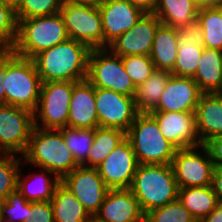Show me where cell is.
I'll list each match as a JSON object with an SVG mask.
<instances>
[{
  "instance_id": "cell-1",
  "label": "cell",
  "mask_w": 222,
  "mask_h": 222,
  "mask_svg": "<svg viewBox=\"0 0 222 222\" xmlns=\"http://www.w3.org/2000/svg\"><path fill=\"white\" fill-rule=\"evenodd\" d=\"M91 48L68 39L37 54L33 61L44 82H79L87 78Z\"/></svg>"
},
{
  "instance_id": "cell-2",
  "label": "cell",
  "mask_w": 222,
  "mask_h": 222,
  "mask_svg": "<svg viewBox=\"0 0 222 222\" xmlns=\"http://www.w3.org/2000/svg\"><path fill=\"white\" fill-rule=\"evenodd\" d=\"M22 160L34 167L51 171L60 180L79 166L59 129L35 126Z\"/></svg>"
},
{
  "instance_id": "cell-3",
  "label": "cell",
  "mask_w": 222,
  "mask_h": 222,
  "mask_svg": "<svg viewBox=\"0 0 222 222\" xmlns=\"http://www.w3.org/2000/svg\"><path fill=\"white\" fill-rule=\"evenodd\" d=\"M129 190L144 214L174 202L178 186L171 164H139Z\"/></svg>"
},
{
  "instance_id": "cell-4",
  "label": "cell",
  "mask_w": 222,
  "mask_h": 222,
  "mask_svg": "<svg viewBox=\"0 0 222 222\" xmlns=\"http://www.w3.org/2000/svg\"><path fill=\"white\" fill-rule=\"evenodd\" d=\"M69 39L60 13L21 19L11 51L24 58L33 59L40 52Z\"/></svg>"
},
{
  "instance_id": "cell-5",
  "label": "cell",
  "mask_w": 222,
  "mask_h": 222,
  "mask_svg": "<svg viewBox=\"0 0 222 222\" xmlns=\"http://www.w3.org/2000/svg\"><path fill=\"white\" fill-rule=\"evenodd\" d=\"M5 87L6 105L35 111L42 81L33 59L20 57L10 51L6 55Z\"/></svg>"
},
{
  "instance_id": "cell-6",
  "label": "cell",
  "mask_w": 222,
  "mask_h": 222,
  "mask_svg": "<svg viewBox=\"0 0 222 222\" xmlns=\"http://www.w3.org/2000/svg\"><path fill=\"white\" fill-rule=\"evenodd\" d=\"M139 164H171L177 148L149 113H139L126 132Z\"/></svg>"
},
{
  "instance_id": "cell-7",
  "label": "cell",
  "mask_w": 222,
  "mask_h": 222,
  "mask_svg": "<svg viewBox=\"0 0 222 222\" xmlns=\"http://www.w3.org/2000/svg\"><path fill=\"white\" fill-rule=\"evenodd\" d=\"M59 13L69 39L82 42L91 49L104 48L102 17L98 5L64 0Z\"/></svg>"
},
{
  "instance_id": "cell-8",
  "label": "cell",
  "mask_w": 222,
  "mask_h": 222,
  "mask_svg": "<svg viewBox=\"0 0 222 222\" xmlns=\"http://www.w3.org/2000/svg\"><path fill=\"white\" fill-rule=\"evenodd\" d=\"M95 88L113 90L134 97L136 87L125 72L121 56L108 48L91 49L86 78Z\"/></svg>"
},
{
  "instance_id": "cell-9",
  "label": "cell",
  "mask_w": 222,
  "mask_h": 222,
  "mask_svg": "<svg viewBox=\"0 0 222 222\" xmlns=\"http://www.w3.org/2000/svg\"><path fill=\"white\" fill-rule=\"evenodd\" d=\"M76 83L66 81L42 83L40 98L33 112L35 127L44 129L67 127L72 89Z\"/></svg>"
},
{
  "instance_id": "cell-10",
  "label": "cell",
  "mask_w": 222,
  "mask_h": 222,
  "mask_svg": "<svg viewBox=\"0 0 222 222\" xmlns=\"http://www.w3.org/2000/svg\"><path fill=\"white\" fill-rule=\"evenodd\" d=\"M171 165L178 188L212 185L215 166L204 144L177 149Z\"/></svg>"
},
{
  "instance_id": "cell-11",
  "label": "cell",
  "mask_w": 222,
  "mask_h": 222,
  "mask_svg": "<svg viewBox=\"0 0 222 222\" xmlns=\"http://www.w3.org/2000/svg\"><path fill=\"white\" fill-rule=\"evenodd\" d=\"M33 128L32 111L13 105L0 106V151L22 156Z\"/></svg>"
},
{
  "instance_id": "cell-12",
  "label": "cell",
  "mask_w": 222,
  "mask_h": 222,
  "mask_svg": "<svg viewBox=\"0 0 222 222\" xmlns=\"http://www.w3.org/2000/svg\"><path fill=\"white\" fill-rule=\"evenodd\" d=\"M99 127L116 128L125 133L139 114L134 97L109 89L95 88Z\"/></svg>"
},
{
  "instance_id": "cell-13",
  "label": "cell",
  "mask_w": 222,
  "mask_h": 222,
  "mask_svg": "<svg viewBox=\"0 0 222 222\" xmlns=\"http://www.w3.org/2000/svg\"><path fill=\"white\" fill-rule=\"evenodd\" d=\"M61 183L74 194L92 218L99 211L109 190L97 168L92 167L78 166Z\"/></svg>"
},
{
  "instance_id": "cell-14",
  "label": "cell",
  "mask_w": 222,
  "mask_h": 222,
  "mask_svg": "<svg viewBox=\"0 0 222 222\" xmlns=\"http://www.w3.org/2000/svg\"><path fill=\"white\" fill-rule=\"evenodd\" d=\"M139 166L130 141H121L97 167L109 189H129Z\"/></svg>"
},
{
  "instance_id": "cell-15",
  "label": "cell",
  "mask_w": 222,
  "mask_h": 222,
  "mask_svg": "<svg viewBox=\"0 0 222 222\" xmlns=\"http://www.w3.org/2000/svg\"><path fill=\"white\" fill-rule=\"evenodd\" d=\"M160 132L177 149L202 145L197 131L195 112L151 111Z\"/></svg>"
},
{
  "instance_id": "cell-16",
  "label": "cell",
  "mask_w": 222,
  "mask_h": 222,
  "mask_svg": "<svg viewBox=\"0 0 222 222\" xmlns=\"http://www.w3.org/2000/svg\"><path fill=\"white\" fill-rule=\"evenodd\" d=\"M161 24L153 13H145L127 32L114 40L107 48L117 56L146 55L149 56L155 32Z\"/></svg>"
},
{
  "instance_id": "cell-17",
  "label": "cell",
  "mask_w": 222,
  "mask_h": 222,
  "mask_svg": "<svg viewBox=\"0 0 222 222\" xmlns=\"http://www.w3.org/2000/svg\"><path fill=\"white\" fill-rule=\"evenodd\" d=\"M98 6L102 17L104 48L130 30L145 14L128 0H108Z\"/></svg>"
},
{
  "instance_id": "cell-18",
  "label": "cell",
  "mask_w": 222,
  "mask_h": 222,
  "mask_svg": "<svg viewBox=\"0 0 222 222\" xmlns=\"http://www.w3.org/2000/svg\"><path fill=\"white\" fill-rule=\"evenodd\" d=\"M92 222H145V214L129 189H109Z\"/></svg>"
},
{
  "instance_id": "cell-19",
  "label": "cell",
  "mask_w": 222,
  "mask_h": 222,
  "mask_svg": "<svg viewBox=\"0 0 222 222\" xmlns=\"http://www.w3.org/2000/svg\"><path fill=\"white\" fill-rule=\"evenodd\" d=\"M178 50L173 70L178 77L193 78L204 49L200 24L196 21L178 29Z\"/></svg>"
},
{
  "instance_id": "cell-20",
  "label": "cell",
  "mask_w": 222,
  "mask_h": 222,
  "mask_svg": "<svg viewBox=\"0 0 222 222\" xmlns=\"http://www.w3.org/2000/svg\"><path fill=\"white\" fill-rule=\"evenodd\" d=\"M202 94L193 78L171 74L153 111L195 112Z\"/></svg>"
},
{
  "instance_id": "cell-21",
  "label": "cell",
  "mask_w": 222,
  "mask_h": 222,
  "mask_svg": "<svg viewBox=\"0 0 222 222\" xmlns=\"http://www.w3.org/2000/svg\"><path fill=\"white\" fill-rule=\"evenodd\" d=\"M67 127L79 129L99 127L95 105V87L87 79L79 81L73 86Z\"/></svg>"
},
{
  "instance_id": "cell-22",
  "label": "cell",
  "mask_w": 222,
  "mask_h": 222,
  "mask_svg": "<svg viewBox=\"0 0 222 222\" xmlns=\"http://www.w3.org/2000/svg\"><path fill=\"white\" fill-rule=\"evenodd\" d=\"M28 166V173L24 167ZM32 172H30V168ZM37 169V170H36ZM36 170V171H35ZM26 172V173H25ZM61 182L51 171L38 168L22 160L17 177V190L28 202H48L52 199L56 186Z\"/></svg>"
},
{
  "instance_id": "cell-23",
  "label": "cell",
  "mask_w": 222,
  "mask_h": 222,
  "mask_svg": "<svg viewBox=\"0 0 222 222\" xmlns=\"http://www.w3.org/2000/svg\"><path fill=\"white\" fill-rule=\"evenodd\" d=\"M195 121L202 144L222 135V94H202L195 109Z\"/></svg>"
},
{
  "instance_id": "cell-24",
  "label": "cell",
  "mask_w": 222,
  "mask_h": 222,
  "mask_svg": "<svg viewBox=\"0 0 222 222\" xmlns=\"http://www.w3.org/2000/svg\"><path fill=\"white\" fill-rule=\"evenodd\" d=\"M203 94H222V51L204 47L193 77Z\"/></svg>"
},
{
  "instance_id": "cell-25",
  "label": "cell",
  "mask_w": 222,
  "mask_h": 222,
  "mask_svg": "<svg viewBox=\"0 0 222 222\" xmlns=\"http://www.w3.org/2000/svg\"><path fill=\"white\" fill-rule=\"evenodd\" d=\"M178 39V29L162 23L158 26L149 55L157 70H173L177 58Z\"/></svg>"
},
{
  "instance_id": "cell-26",
  "label": "cell",
  "mask_w": 222,
  "mask_h": 222,
  "mask_svg": "<svg viewBox=\"0 0 222 222\" xmlns=\"http://www.w3.org/2000/svg\"><path fill=\"white\" fill-rule=\"evenodd\" d=\"M198 11L193 0H157L153 14L162 24L179 29L196 22Z\"/></svg>"
},
{
  "instance_id": "cell-27",
  "label": "cell",
  "mask_w": 222,
  "mask_h": 222,
  "mask_svg": "<svg viewBox=\"0 0 222 222\" xmlns=\"http://www.w3.org/2000/svg\"><path fill=\"white\" fill-rule=\"evenodd\" d=\"M177 200L196 222L203 220L219 204L212 186L178 188Z\"/></svg>"
},
{
  "instance_id": "cell-28",
  "label": "cell",
  "mask_w": 222,
  "mask_h": 222,
  "mask_svg": "<svg viewBox=\"0 0 222 222\" xmlns=\"http://www.w3.org/2000/svg\"><path fill=\"white\" fill-rule=\"evenodd\" d=\"M50 203L54 222H92L83 205L61 182L56 186Z\"/></svg>"
},
{
  "instance_id": "cell-29",
  "label": "cell",
  "mask_w": 222,
  "mask_h": 222,
  "mask_svg": "<svg viewBox=\"0 0 222 222\" xmlns=\"http://www.w3.org/2000/svg\"><path fill=\"white\" fill-rule=\"evenodd\" d=\"M170 75L168 71L155 69L148 79L136 87L134 102L139 113H149L156 108Z\"/></svg>"
},
{
  "instance_id": "cell-30",
  "label": "cell",
  "mask_w": 222,
  "mask_h": 222,
  "mask_svg": "<svg viewBox=\"0 0 222 222\" xmlns=\"http://www.w3.org/2000/svg\"><path fill=\"white\" fill-rule=\"evenodd\" d=\"M125 138L126 133L123 130L103 127L95 128V136L89 150V157L82 166L97 168Z\"/></svg>"
},
{
  "instance_id": "cell-31",
  "label": "cell",
  "mask_w": 222,
  "mask_h": 222,
  "mask_svg": "<svg viewBox=\"0 0 222 222\" xmlns=\"http://www.w3.org/2000/svg\"><path fill=\"white\" fill-rule=\"evenodd\" d=\"M197 22L201 26L204 47L222 51L221 8L200 9Z\"/></svg>"
},
{
  "instance_id": "cell-32",
  "label": "cell",
  "mask_w": 222,
  "mask_h": 222,
  "mask_svg": "<svg viewBox=\"0 0 222 222\" xmlns=\"http://www.w3.org/2000/svg\"><path fill=\"white\" fill-rule=\"evenodd\" d=\"M64 137L65 144L79 166H82L89 157V150L93 144L95 129L70 128L59 129Z\"/></svg>"
},
{
  "instance_id": "cell-33",
  "label": "cell",
  "mask_w": 222,
  "mask_h": 222,
  "mask_svg": "<svg viewBox=\"0 0 222 222\" xmlns=\"http://www.w3.org/2000/svg\"><path fill=\"white\" fill-rule=\"evenodd\" d=\"M22 156L3 154L0 156V199L17 190V177L21 168Z\"/></svg>"
},
{
  "instance_id": "cell-34",
  "label": "cell",
  "mask_w": 222,
  "mask_h": 222,
  "mask_svg": "<svg viewBox=\"0 0 222 222\" xmlns=\"http://www.w3.org/2000/svg\"><path fill=\"white\" fill-rule=\"evenodd\" d=\"M64 0H20L15 6L17 22L37 16H50L60 12Z\"/></svg>"
},
{
  "instance_id": "cell-35",
  "label": "cell",
  "mask_w": 222,
  "mask_h": 222,
  "mask_svg": "<svg viewBox=\"0 0 222 222\" xmlns=\"http://www.w3.org/2000/svg\"><path fill=\"white\" fill-rule=\"evenodd\" d=\"M31 212V202L16 190L10 193L1 204L0 218L9 222H28Z\"/></svg>"
},
{
  "instance_id": "cell-36",
  "label": "cell",
  "mask_w": 222,
  "mask_h": 222,
  "mask_svg": "<svg viewBox=\"0 0 222 222\" xmlns=\"http://www.w3.org/2000/svg\"><path fill=\"white\" fill-rule=\"evenodd\" d=\"M145 222H196L178 201L168 203L145 214Z\"/></svg>"
},
{
  "instance_id": "cell-37",
  "label": "cell",
  "mask_w": 222,
  "mask_h": 222,
  "mask_svg": "<svg viewBox=\"0 0 222 222\" xmlns=\"http://www.w3.org/2000/svg\"><path fill=\"white\" fill-rule=\"evenodd\" d=\"M121 58L125 72L130 76L135 87L141 85L156 69L150 56L131 55Z\"/></svg>"
},
{
  "instance_id": "cell-38",
  "label": "cell",
  "mask_w": 222,
  "mask_h": 222,
  "mask_svg": "<svg viewBox=\"0 0 222 222\" xmlns=\"http://www.w3.org/2000/svg\"><path fill=\"white\" fill-rule=\"evenodd\" d=\"M15 6L0 0V40L11 50L17 36Z\"/></svg>"
},
{
  "instance_id": "cell-39",
  "label": "cell",
  "mask_w": 222,
  "mask_h": 222,
  "mask_svg": "<svg viewBox=\"0 0 222 222\" xmlns=\"http://www.w3.org/2000/svg\"><path fill=\"white\" fill-rule=\"evenodd\" d=\"M28 222H54L53 208L48 202H31Z\"/></svg>"
},
{
  "instance_id": "cell-40",
  "label": "cell",
  "mask_w": 222,
  "mask_h": 222,
  "mask_svg": "<svg viewBox=\"0 0 222 222\" xmlns=\"http://www.w3.org/2000/svg\"><path fill=\"white\" fill-rule=\"evenodd\" d=\"M215 167L222 168V135L208 140L205 144Z\"/></svg>"
},
{
  "instance_id": "cell-41",
  "label": "cell",
  "mask_w": 222,
  "mask_h": 222,
  "mask_svg": "<svg viewBox=\"0 0 222 222\" xmlns=\"http://www.w3.org/2000/svg\"><path fill=\"white\" fill-rule=\"evenodd\" d=\"M212 188L217 196L219 204H222V168L215 167L212 178Z\"/></svg>"
},
{
  "instance_id": "cell-42",
  "label": "cell",
  "mask_w": 222,
  "mask_h": 222,
  "mask_svg": "<svg viewBox=\"0 0 222 222\" xmlns=\"http://www.w3.org/2000/svg\"><path fill=\"white\" fill-rule=\"evenodd\" d=\"M132 5L144 13H153L157 0H128Z\"/></svg>"
},
{
  "instance_id": "cell-43",
  "label": "cell",
  "mask_w": 222,
  "mask_h": 222,
  "mask_svg": "<svg viewBox=\"0 0 222 222\" xmlns=\"http://www.w3.org/2000/svg\"><path fill=\"white\" fill-rule=\"evenodd\" d=\"M6 76V56L0 61V106L6 105L5 87L1 85Z\"/></svg>"
},
{
  "instance_id": "cell-44",
  "label": "cell",
  "mask_w": 222,
  "mask_h": 222,
  "mask_svg": "<svg viewBox=\"0 0 222 222\" xmlns=\"http://www.w3.org/2000/svg\"><path fill=\"white\" fill-rule=\"evenodd\" d=\"M200 222H222V204H218L215 209Z\"/></svg>"
},
{
  "instance_id": "cell-45",
  "label": "cell",
  "mask_w": 222,
  "mask_h": 222,
  "mask_svg": "<svg viewBox=\"0 0 222 222\" xmlns=\"http://www.w3.org/2000/svg\"><path fill=\"white\" fill-rule=\"evenodd\" d=\"M222 6V0H198V8L211 9L220 8Z\"/></svg>"
},
{
  "instance_id": "cell-46",
  "label": "cell",
  "mask_w": 222,
  "mask_h": 222,
  "mask_svg": "<svg viewBox=\"0 0 222 222\" xmlns=\"http://www.w3.org/2000/svg\"><path fill=\"white\" fill-rule=\"evenodd\" d=\"M11 50L0 40V61L10 52Z\"/></svg>"
},
{
  "instance_id": "cell-47",
  "label": "cell",
  "mask_w": 222,
  "mask_h": 222,
  "mask_svg": "<svg viewBox=\"0 0 222 222\" xmlns=\"http://www.w3.org/2000/svg\"><path fill=\"white\" fill-rule=\"evenodd\" d=\"M73 1L80 2V3H91V4L99 5V4L104 3L108 0H73Z\"/></svg>"
},
{
  "instance_id": "cell-48",
  "label": "cell",
  "mask_w": 222,
  "mask_h": 222,
  "mask_svg": "<svg viewBox=\"0 0 222 222\" xmlns=\"http://www.w3.org/2000/svg\"><path fill=\"white\" fill-rule=\"evenodd\" d=\"M3 1H6L14 6H16V4L20 1V0H3Z\"/></svg>"
},
{
  "instance_id": "cell-49",
  "label": "cell",
  "mask_w": 222,
  "mask_h": 222,
  "mask_svg": "<svg viewBox=\"0 0 222 222\" xmlns=\"http://www.w3.org/2000/svg\"><path fill=\"white\" fill-rule=\"evenodd\" d=\"M0 222H9V221H7L6 219L0 218Z\"/></svg>"
},
{
  "instance_id": "cell-50",
  "label": "cell",
  "mask_w": 222,
  "mask_h": 222,
  "mask_svg": "<svg viewBox=\"0 0 222 222\" xmlns=\"http://www.w3.org/2000/svg\"><path fill=\"white\" fill-rule=\"evenodd\" d=\"M3 200L0 199V213H1V204H2Z\"/></svg>"
},
{
  "instance_id": "cell-51",
  "label": "cell",
  "mask_w": 222,
  "mask_h": 222,
  "mask_svg": "<svg viewBox=\"0 0 222 222\" xmlns=\"http://www.w3.org/2000/svg\"><path fill=\"white\" fill-rule=\"evenodd\" d=\"M196 4H197V6H198V0H193Z\"/></svg>"
}]
</instances>
